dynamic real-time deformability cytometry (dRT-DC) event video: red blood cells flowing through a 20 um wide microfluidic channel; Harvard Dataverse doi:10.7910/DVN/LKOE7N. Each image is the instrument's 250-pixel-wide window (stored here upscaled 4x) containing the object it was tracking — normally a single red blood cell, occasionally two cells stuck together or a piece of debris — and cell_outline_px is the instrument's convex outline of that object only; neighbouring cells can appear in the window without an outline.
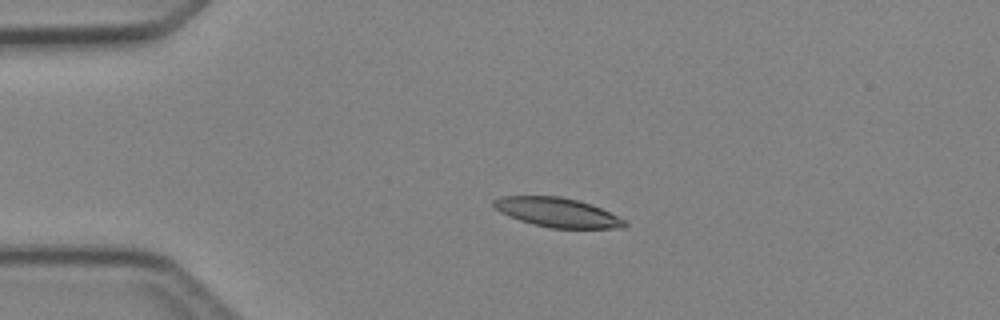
{"species": "Egyptian fruit bat (a non-hibernating species)", "species_latin": "Rousettus aegyptiacus", "temperature_condition": "cold", "stored_images_in_passage": 3, "camera_frame_rate_fps": 3000, "um_per_image_px": 0.085, "animal": {"sex": "female"}, "frame": {"image": 1, "passage_image": 2, "time_ms": 1.333, "image_size_px": [1000, 320], "cell_outline_px": [[628, 224], [624, 228], [548, 228], [520, 220], [508, 216], [500, 212], [492, 204], [492, 200], [500, 196], [560, 196], [592, 204], [624, 220]], "centroid_in_image_um": [47.34, 18.05], "position_along_channel_um": 37.7, "area_um2": 22.25}}